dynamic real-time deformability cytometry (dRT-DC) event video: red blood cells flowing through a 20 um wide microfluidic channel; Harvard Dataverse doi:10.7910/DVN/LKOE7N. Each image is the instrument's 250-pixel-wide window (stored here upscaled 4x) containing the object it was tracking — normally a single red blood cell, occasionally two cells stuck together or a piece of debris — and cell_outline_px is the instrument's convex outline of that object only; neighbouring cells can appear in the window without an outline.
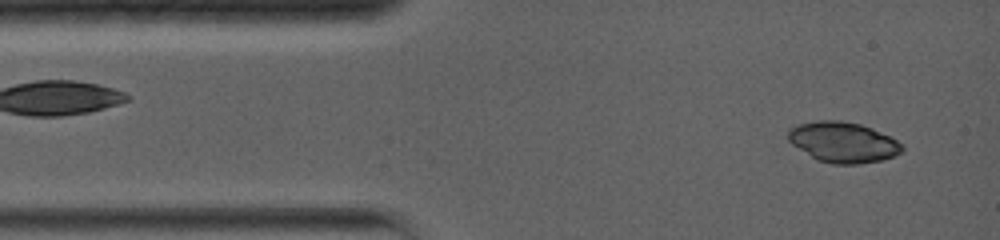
{"species": "common noctule bat (a hibernating species)", "species_latin": "Nyctalus noctula", "temperature_condition": "warm", "stored_images_in_passage": 17, "camera_frame_rate_fps": 5000, "um_per_image_px": 0.085, "animal": {"sex": "female", "body_mass_g": 19.0, "forearm_length_mm": 56.7}, "frame": {"image": 1, "passage_image": 5, "time_ms": 0.6, "image_size_px": [1000, 240], "cell_outline_px": [[904, 148], [900, 152], [892, 156], [880, 160], [856, 164], [832, 164], [816, 160], [792, 144], [788, 140], [788, 128], [796, 124], [816, 120], [840, 120], [860, 124], [872, 128], [904, 144]], "centroid_in_image_um": [71.61, 12.08], "position_along_channel_um": 13.4, "area_um2": 26.93}}
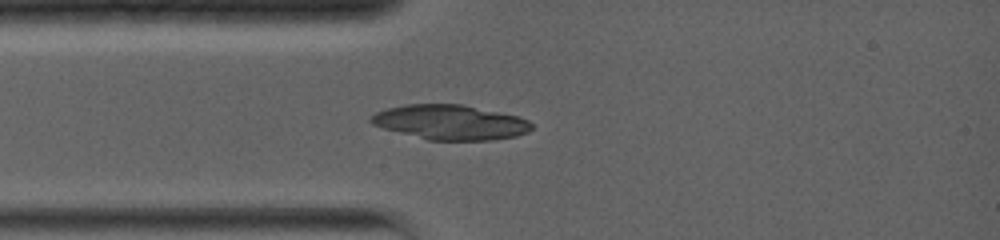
{"frame": {"image": 2, "passage_image": 16, "time_ms": 2.8, "image_size_px": [1000, 240], "cell_outline_px": [[532, 128], [528, 132], [516, 136], [492, 140], [428, 140], [384, 128], [372, 124], [368, 120], [376, 112], [388, 108], [408, 104], [460, 104], [520, 116], [528, 120], [532, 124]], "centroid_in_image_um": [38.3, 10.39], "position_along_channel_um": 46.7, "area_um2": 32.43}}